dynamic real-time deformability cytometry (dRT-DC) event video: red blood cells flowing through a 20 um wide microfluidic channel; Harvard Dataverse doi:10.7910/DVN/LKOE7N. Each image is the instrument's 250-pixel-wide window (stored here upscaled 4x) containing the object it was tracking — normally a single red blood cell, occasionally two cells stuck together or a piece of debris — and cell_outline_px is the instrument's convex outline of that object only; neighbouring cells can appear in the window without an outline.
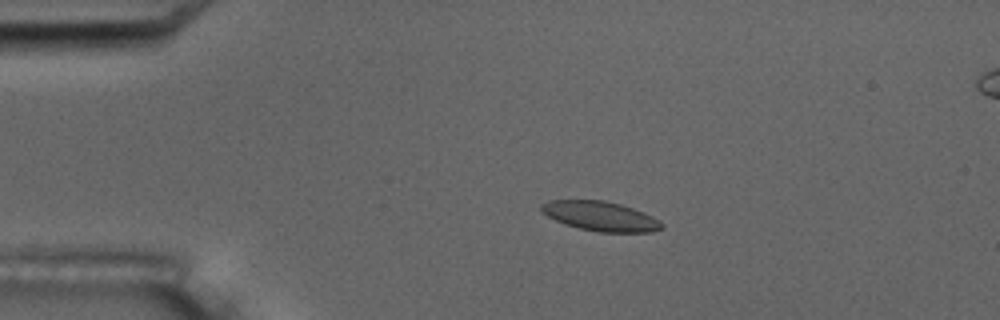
{"species": "common noctule bat (a hibernating species)", "species_latin": "Nyctalus noctula", "temperature_condition": "room temperature", "stored_images_in_passage": 5, "camera_frame_rate_fps": 3000, "um_per_image_px": 0.085, "animal": {"sex": "male", "body_mass_g": 17.5, "forearm_length_mm": 52.3}, "frame": {"image": 1, "passage_image": 3, "time_ms": 2.333, "image_size_px": [1000, 320], "cell_outline_px": [[664, 228], [652, 232], [596, 232], [564, 224], [540, 212], [540, 204], [548, 200], [604, 200], [620, 204], [644, 212], [652, 216], [664, 224]], "centroid_in_image_um": [51.03, 18.37], "position_along_channel_um": 34.0, "area_um2": 20.87}}